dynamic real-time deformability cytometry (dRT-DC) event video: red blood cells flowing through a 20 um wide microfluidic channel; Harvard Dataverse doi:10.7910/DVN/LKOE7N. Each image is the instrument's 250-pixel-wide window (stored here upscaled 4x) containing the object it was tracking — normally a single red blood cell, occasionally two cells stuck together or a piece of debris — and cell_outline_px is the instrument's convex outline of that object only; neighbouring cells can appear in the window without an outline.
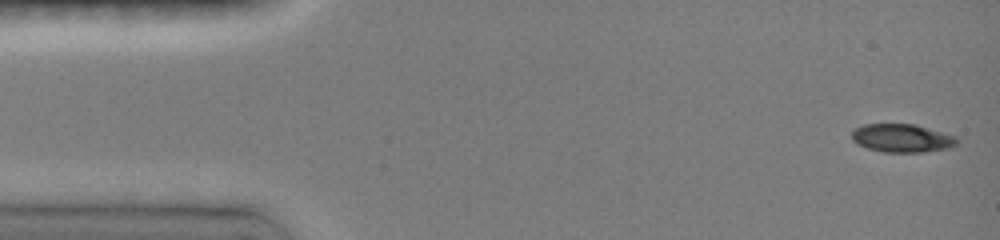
{"species": "common noctule bat (a hibernating species)", "species_latin": "Nyctalus noctula", "temperature_condition": "room temperature", "stored_images_in_passage": 11, "camera_frame_rate_fps": 3000, "um_per_image_px": 0.085, "animal": {"sex": "female", "body_mass_g": 19.0, "forearm_length_mm": 51.5}, "frame": {"image": 1, "passage_image": 1, "time_ms": 0.0, "image_size_px": [1000, 240], "cell_outline_px": [[956, 144], [948, 148], [920, 152], [884, 152], [868, 148], [852, 140], [852, 132], [856, 128], [864, 124], [912, 124], [956, 136]], "centroid_in_image_um": [76.64, 11.74], "position_along_channel_um": 8.4, "area_um2": 16.94}}
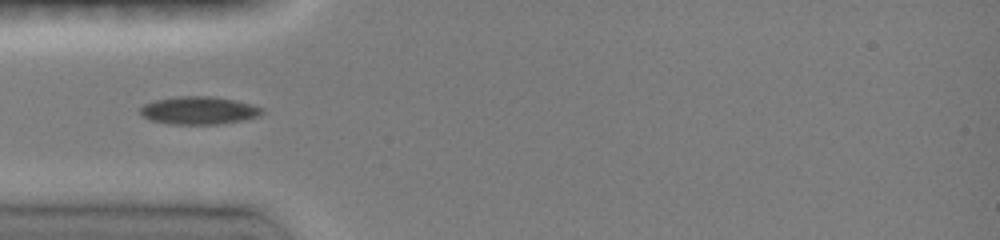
{"frame": {"image": 2, "passage_image": 9, "time_ms": 4.333, "image_size_px": [1000, 240], "cell_outline_px": [[264, 112], [260, 116], [244, 120], [220, 124], [172, 124], [152, 120], [144, 116], [140, 112], [140, 108], [144, 104], [156, 100], [176, 96], [216, 96], [236, 100], [252, 104], [264, 108]], "centroid_in_image_um": [16.97, 9.38], "position_along_channel_um": 68.0, "area_um2": 19.88}}
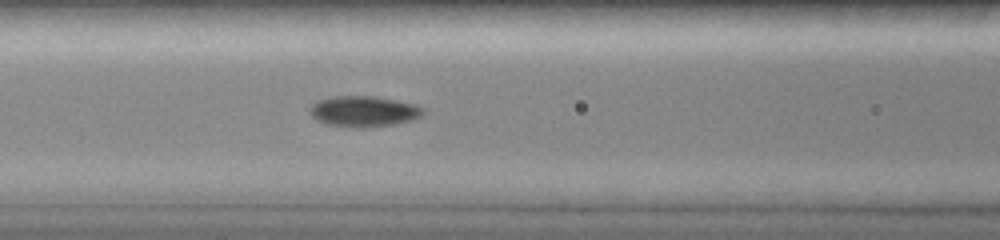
{"frame": {"image": 3, "passage_image": 11, "time_ms": 6.0, "image_size_px": [1000, 240], "cell_outline_px": [[424, 112], [420, 116], [412, 120], [392, 124], [364, 128], [348, 128], [328, 124], [316, 120], [312, 116], [308, 108], [316, 100], [332, 96], [376, 96], [416, 104], [424, 108]], "centroid_in_image_um": [30.88, 9.46], "position_along_channel_um": 135.7, "area_um2": 20.58}}